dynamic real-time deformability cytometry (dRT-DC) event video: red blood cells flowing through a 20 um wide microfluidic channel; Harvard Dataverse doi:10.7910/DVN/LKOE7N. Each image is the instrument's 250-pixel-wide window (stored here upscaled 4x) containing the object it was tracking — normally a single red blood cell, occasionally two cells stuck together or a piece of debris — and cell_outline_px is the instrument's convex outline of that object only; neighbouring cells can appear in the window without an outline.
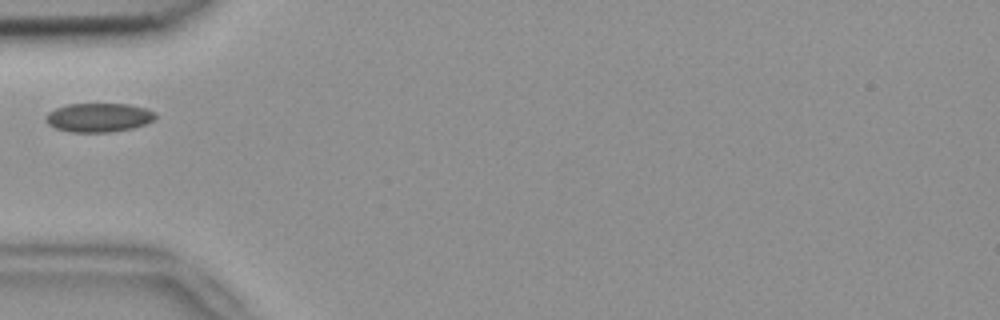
{"species": "common noctule bat (a hibernating species)", "species_latin": "Nyctalus noctula", "temperature_condition": "room temperature", "stored_images_in_passage": 34, "camera_frame_rate_fps": 3000, "um_per_image_px": 0.085, "animal": {"sex": "female", "body_mass_g": 18.4}, "frame": {"image": 1, "passage_image": 1, "time_ms": 0.0, "image_size_px": [1000, 320], "cell_outline_px": [[156, 116], [152, 120], [144, 124], [132, 128], [112, 132], [72, 132], [56, 128], [48, 124], [44, 120], [44, 116], [48, 112], [56, 108], [68, 104], [128, 104], [144, 108], [156, 112]], "centroid_in_image_um": [8.35, 9.99], "position_along_channel_um": 76.6, "area_um2": 18.44}}
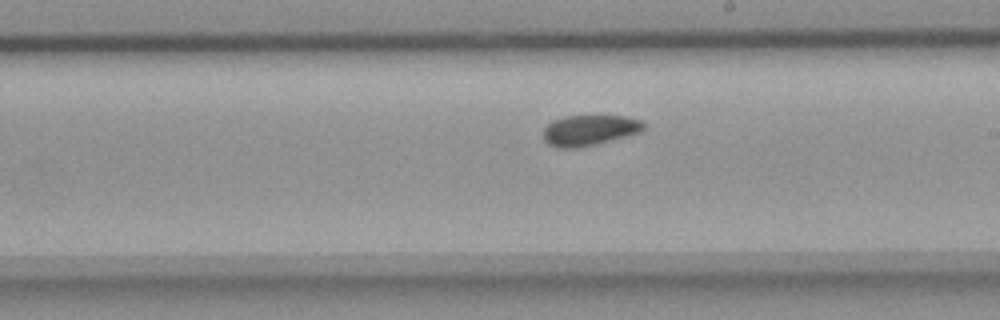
{"frame": {"image": 2, "passage_image": 14, "time_ms": 4.333, "image_size_px": [1000, 320], "cell_outline_px": [[644, 128], [640, 132], [576, 148], [560, 148], [548, 144], [544, 140], [544, 128], [552, 120], [564, 116], [624, 116], [640, 120], [644, 124]], "centroid_in_image_um": [50.05, 11.05], "position_along_channel_um": 238.9, "area_um2": 17.51}}
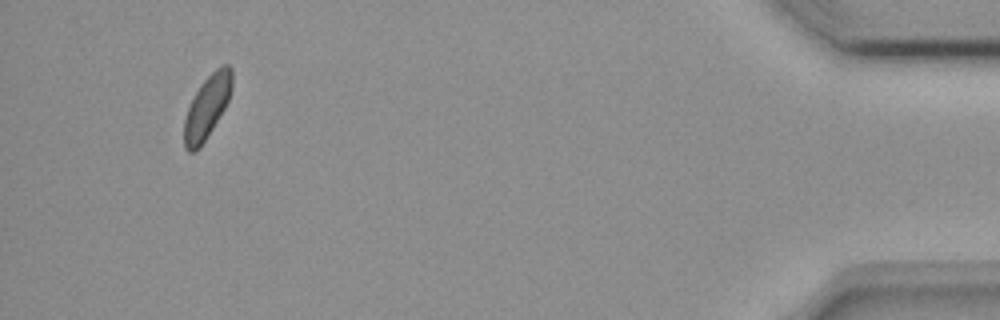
{"frame": {"image": 3, "passage_image": 34, "time_ms": 11.0, "image_size_px": [1000, 320], "cell_outline_px": [[232, 88], [228, 100], [224, 108], [200, 148], [192, 152], [188, 152], [184, 148], [184, 120], [188, 108], [200, 84], [220, 64], [228, 64], [232, 68]], "centroid_in_image_um": [17.6, 9.07], "position_along_channel_um": 417.6, "area_um2": 17.4}}